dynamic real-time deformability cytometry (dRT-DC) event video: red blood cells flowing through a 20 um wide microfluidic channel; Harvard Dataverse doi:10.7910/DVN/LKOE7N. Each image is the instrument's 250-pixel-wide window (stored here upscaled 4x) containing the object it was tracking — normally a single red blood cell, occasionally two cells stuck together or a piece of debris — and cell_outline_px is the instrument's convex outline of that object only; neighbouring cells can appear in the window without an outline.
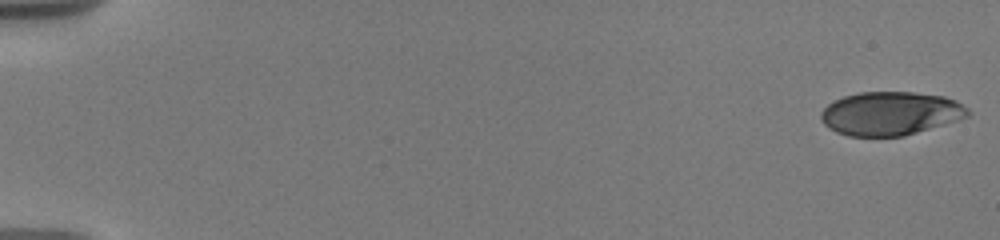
{"species": "human", "species_latin": "Homo sapiens", "temperature_condition": "warm", "stored_images_in_passage": 20, "camera_frame_rate_fps": 3000, "um_per_image_px": 0.085, "donor": {"sex": "male"}, "frame": {"image": 1, "passage_image": 1, "time_ms": 0.0, "image_size_px": [1000, 240], "cell_outline_px": [[972, 112], [968, 116], [960, 120], [904, 136], [848, 136], [836, 132], [828, 128], [820, 120], [820, 112], [828, 104], [844, 96], [860, 92], [912, 92], [944, 96], [956, 100], [968, 108]], "centroid_in_image_um": [75.7, 9.65], "position_along_channel_um": 9.3, "area_um2": 37.57}}
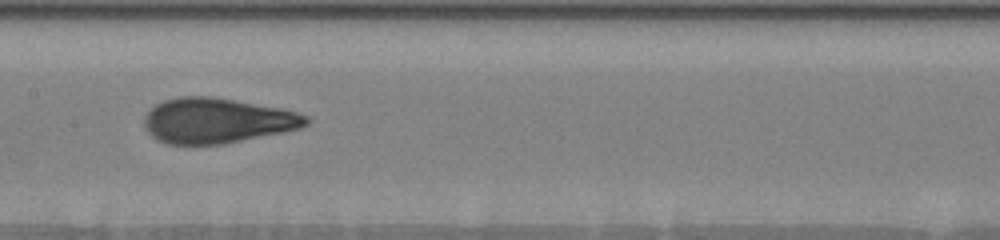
{"frame": {"image": 2, "passage_image": 10, "time_ms": 9.667, "image_size_px": [1000, 240], "cell_outline_px": [[312, 120], [308, 124], [300, 128], [284, 132], [224, 144], [168, 144], [156, 140], [148, 132], [144, 124], [144, 116], [156, 104], [164, 100], [180, 96], [212, 96], [236, 100], [280, 108], [296, 112], [308, 116]], "centroid_in_image_um": [18.46, 10.25], "position_along_channel_um": 188.9, "area_um2": 42.77}}
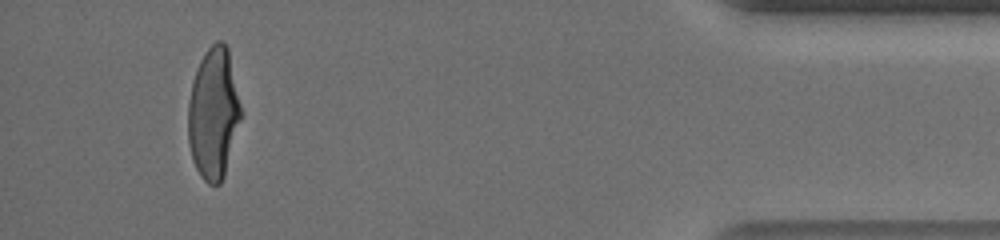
{"frame": {"image": 3, "passage_image": 19, "time_ms": 17.333, "image_size_px": [1000, 240], "cell_outline_px": [[240, 120], [224, 176], [220, 184], [208, 184], [200, 176], [192, 160], [188, 140], [188, 104], [192, 84], [196, 68], [204, 52], [216, 40], [224, 40], [228, 48], [240, 104]], "centroid_in_image_um": [18.12, 9.63], "position_along_channel_um": 417.1, "area_um2": 40.17}, "authors_computed_cell_mechanics": {"area_um2": 40.46, "velocity_mm_per_s": 3.677, "shape_relaxation_time_tau1_ms": 5.6792, "shape_relaxation_time_tau2_ms": null, "deformation_change_tau1": 0.2233, "deformation_change_tau2": null}}